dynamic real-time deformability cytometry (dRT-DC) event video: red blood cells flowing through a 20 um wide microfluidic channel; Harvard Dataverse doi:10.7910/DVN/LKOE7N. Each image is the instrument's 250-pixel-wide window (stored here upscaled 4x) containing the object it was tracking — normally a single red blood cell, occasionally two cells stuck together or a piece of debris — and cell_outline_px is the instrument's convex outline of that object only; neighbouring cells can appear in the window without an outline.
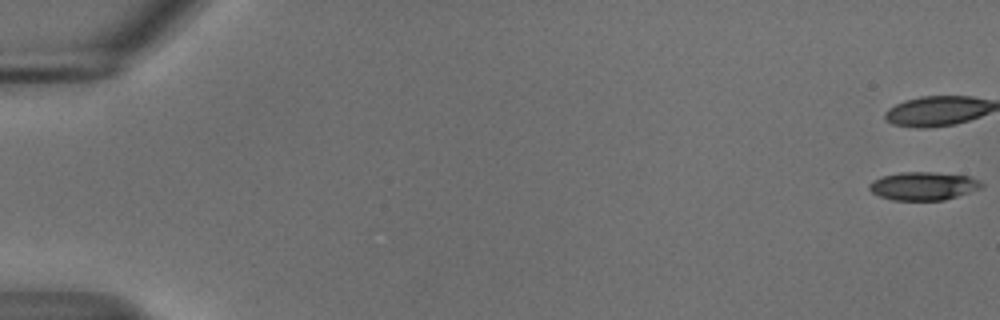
{"species": "common noctule bat (a hibernating species)", "species_latin": "Nyctalus noctula", "temperature_condition": "cold", "stored_images_in_passage": 56, "camera_frame_rate_fps": 3000, "um_per_image_px": 0.085, "animal": {"sex": "male", "body_mass_g": 18.8}, "frame": {"image": 1, "passage_image": 1, "time_ms": 0.0, "image_size_px": [1000, 320], "cell_outline_px": [[984, 188], [944, 200], [892, 200], [880, 196], [872, 192], [868, 188], [868, 184], [872, 180], [884, 176], [900, 172], [932, 172], [968, 176], [980, 180], [984, 184]], "centroid_in_image_um": [78.51, 15.81], "position_along_channel_um": 6.5, "area_um2": 18.55}}